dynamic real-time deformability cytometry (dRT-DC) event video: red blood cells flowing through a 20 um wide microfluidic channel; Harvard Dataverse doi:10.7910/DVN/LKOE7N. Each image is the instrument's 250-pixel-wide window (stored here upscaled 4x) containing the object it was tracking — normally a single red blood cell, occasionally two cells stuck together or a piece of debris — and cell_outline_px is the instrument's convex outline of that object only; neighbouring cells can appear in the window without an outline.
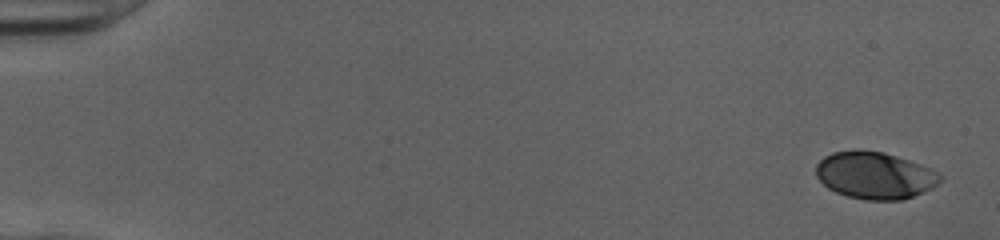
{"species": "human", "species_latin": "Homo sapiens", "temperature_condition": "cold", "stored_images_in_passage": 51, "camera_frame_rate_fps": 3000, "um_per_image_px": 0.085, "donor": {"sex": "female"}, "frame": {"image": 1, "passage_image": 1, "time_ms": 0.0, "image_size_px": [1000, 240], "cell_outline_px": [[944, 176], [932, 188], [924, 192], [904, 200], [864, 200], [848, 196], [836, 192], [828, 188], [816, 176], [816, 164], [824, 156], [832, 152], [852, 148], [860, 148], [884, 152], [920, 164]], "centroid_in_image_um": [74.33, 14.89], "position_along_channel_um": 10.7, "area_um2": 34.39}}
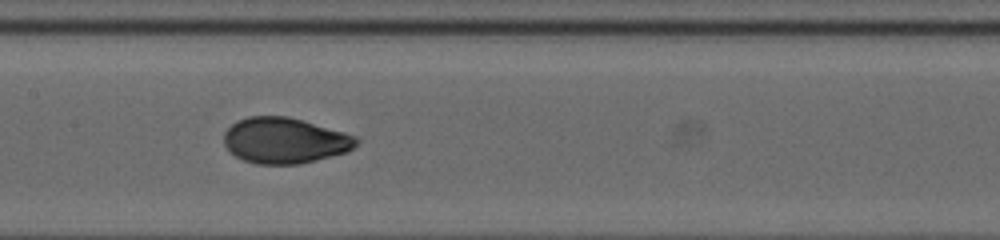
{"frame": {"image": 2, "passage_image": 26, "time_ms": 8.333, "image_size_px": [1000, 240], "cell_outline_px": [[360, 140], [348, 152], [300, 164], [256, 164], [244, 160], [228, 152], [224, 144], [224, 132], [236, 120], [248, 116], [288, 116], [344, 132], [356, 136]], "centroid_in_image_um": [24.18, 11.94], "position_along_channel_um": 183.2, "area_um2": 35.49}}
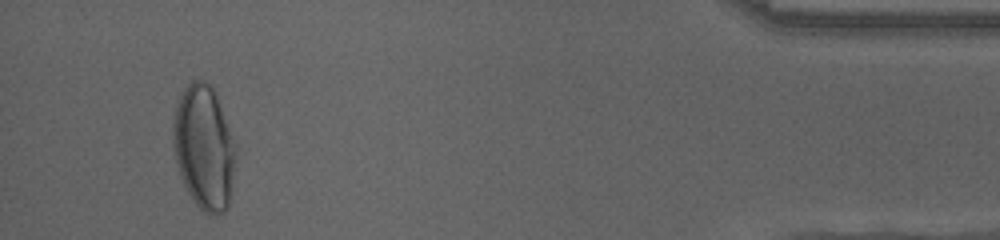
{"frame": {"image": 3, "passage_image": 48, "time_ms": 15.667, "image_size_px": [1000, 240], "cell_outline_px": [[236, 152], [228, 208], [224, 212], [212, 216], [204, 212], [192, 200], [180, 176], [176, 164], [172, 148], [172, 128], [176, 108], [180, 96], [184, 88], [192, 80], [204, 80], [212, 88], [216, 96], [236, 144]], "centroid_in_image_um": [17.32, 12.56], "position_along_channel_um": 417.9, "area_um2": 45.32}, "authors_computed_cell_mechanics": {"area_um2": 35.2002, "velocity_mm_per_s": 4.0318, "shape_relaxation_time_tau1_ms": 4.6935, "shape_relaxation_time_tau2_ms": 0.6767, "deformation_change_tau1": 0.1838, "deformation_change_tau2": 0.0398}}